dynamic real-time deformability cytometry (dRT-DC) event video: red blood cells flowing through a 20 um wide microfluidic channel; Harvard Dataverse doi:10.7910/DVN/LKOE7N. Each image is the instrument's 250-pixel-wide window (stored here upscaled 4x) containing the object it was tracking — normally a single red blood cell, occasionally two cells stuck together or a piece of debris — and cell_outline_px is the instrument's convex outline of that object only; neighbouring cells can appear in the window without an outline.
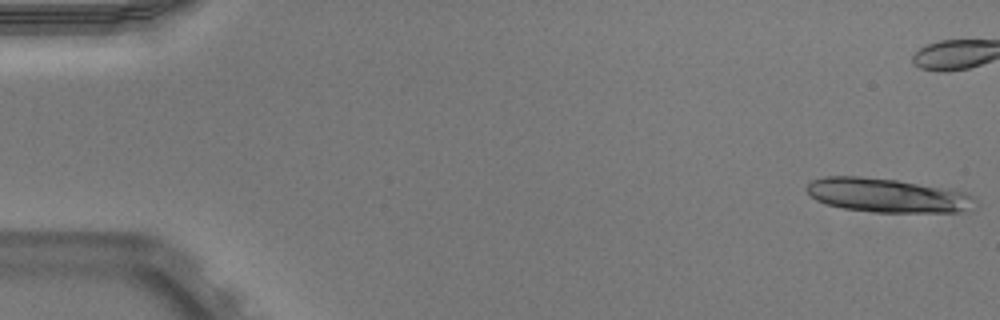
{"species": "Egyptian fruit bat (a non-hibernating species)", "species_latin": "Rousettus aegyptiacus", "temperature_condition": "warm", "stored_images_in_passage": 15, "camera_frame_rate_fps": 3000, "um_per_image_px": 0.085, "animal": {"sex": "male"}, "frame": {"image": 1, "passage_image": 1, "time_ms": 0.0, "image_size_px": [1000, 320], "cell_outline_px": [[976, 200], [964, 212], [872, 212], [844, 208], [824, 204], [816, 200], [804, 188], [812, 180], [824, 176], [860, 176], [896, 180], [964, 192], [972, 196]], "centroid_in_image_um": [75.34, 16.6], "position_along_channel_um": 9.7, "area_um2": 33.06}}